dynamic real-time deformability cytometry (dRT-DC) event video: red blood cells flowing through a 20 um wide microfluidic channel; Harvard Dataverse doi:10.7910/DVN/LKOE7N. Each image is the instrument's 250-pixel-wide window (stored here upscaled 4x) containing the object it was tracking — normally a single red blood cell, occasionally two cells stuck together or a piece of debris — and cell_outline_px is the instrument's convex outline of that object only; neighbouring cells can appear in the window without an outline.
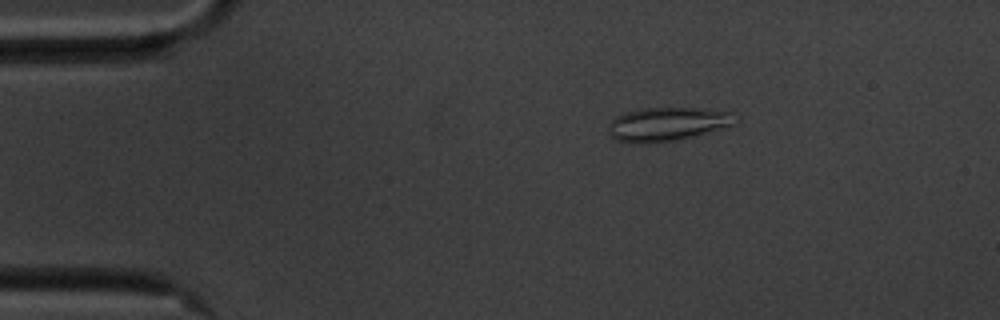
{"species": "common noctule bat (a hibernating species)", "species_latin": "Nyctalus noctula", "temperature_condition": "cold", "stored_images_in_passage": 57, "camera_frame_rate_fps": 3000, "um_per_image_px": 0.085, "animal": {"sex": "male", "body_mass_g": 20.1, "forearm_length_mm": 53.5}, "frame": {"image": 1, "passage_image": 10, "time_ms": 3.0, "image_size_px": [1000, 320], "cell_outline_px": [[740, 120], [732, 124], [696, 136], [672, 140], [636, 144], [616, 140], [608, 136], [608, 128], [612, 120], [616, 116], [624, 112], [644, 108], [692, 108], [736, 112]], "centroid_in_image_um": [56.72, 10.54], "position_along_channel_um": 28.3, "area_um2": 24.97}}
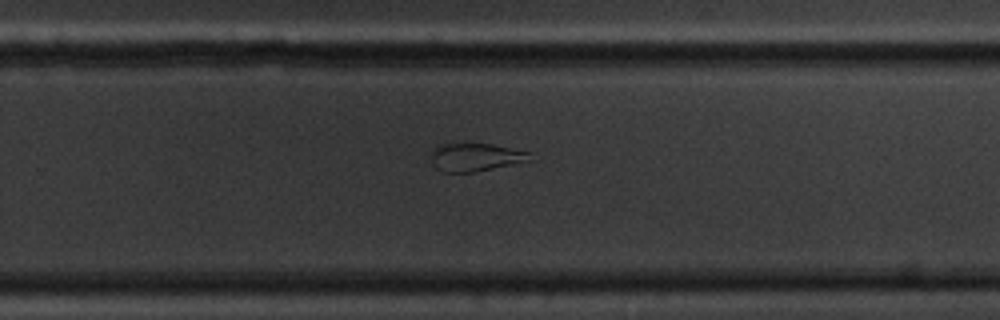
{"frame": {"image": 2, "passage_image": 37, "time_ms": 12.0, "image_size_px": [1000, 320], "cell_outline_px": [[528, 160], [516, 164], [472, 172], [444, 172], [436, 168], [432, 164], [432, 148], [436, 144], [492, 144], [528, 152]], "centroid_in_image_um": [40.34, 13.36], "position_along_channel_um": 289.5, "area_um2": 15.9}}
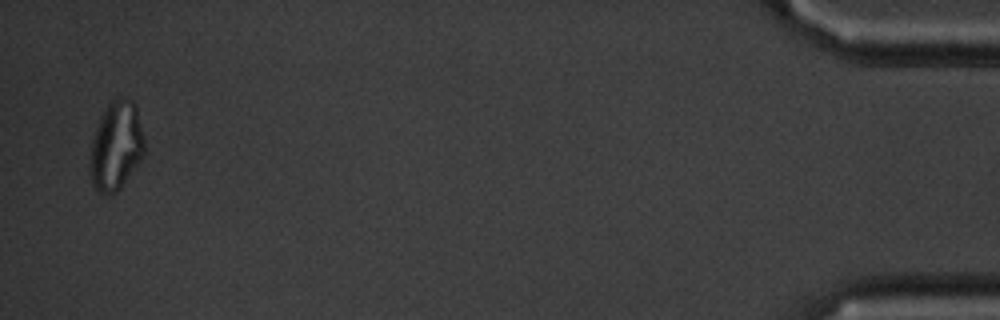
{"frame": {"image": 3, "passage_image": 56, "time_ms": 18.333, "image_size_px": [1000, 320], "cell_outline_px": [[144, 152], [140, 160], [120, 188], [112, 196], [104, 196], [96, 192], [92, 184], [88, 164], [92, 140], [100, 116], [108, 104], [116, 96], [128, 96], [136, 104], [144, 136]], "centroid_in_image_um": [9.85, 12.4], "position_along_channel_um": 425.4, "area_um2": 28.78}, "authors_computed_cell_mechanics": {"area_um2": 23.5824, "velocity_mm_per_s": 3.5066, "shape_relaxation_time_tau1_ms": null, "shape_relaxation_time_tau2_ms": 2.3879, "deformation_change_tau1": null, "deformation_change_tau2": 0.0978}}